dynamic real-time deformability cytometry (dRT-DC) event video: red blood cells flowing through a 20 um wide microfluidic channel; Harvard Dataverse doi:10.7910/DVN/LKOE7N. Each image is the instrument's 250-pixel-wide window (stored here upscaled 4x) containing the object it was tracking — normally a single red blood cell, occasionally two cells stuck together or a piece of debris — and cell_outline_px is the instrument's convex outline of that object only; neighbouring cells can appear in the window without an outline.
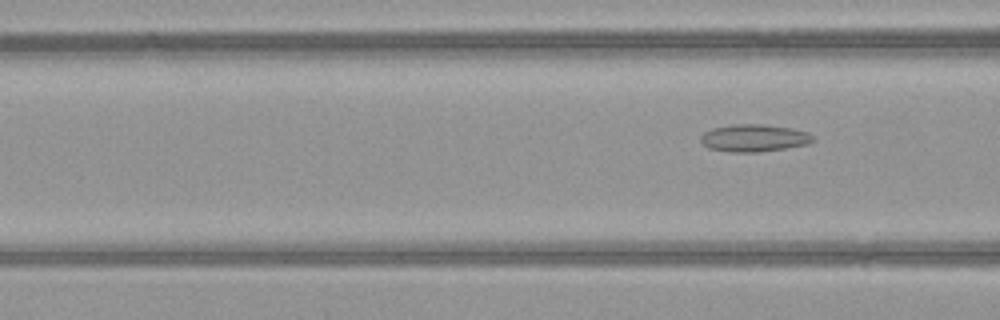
{"species": "common noctule bat (a hibernating species)", "species_latin": "Nyctalus noctula", "temperature_condition": "warm", "stored_images_in_passage": 20, "segment_of_instrument_passage": [2, 2], "camera_frame_rate_fps": 3000, "um_per_image_px": 0.085, "animal": {"sex": "female", "body_mass_g": 21.9}, "frame": {"image": 1, "passage_image": 20, "time_ms": 6.333, "image_size_px": [1000, 320], "cell_outline_px": [[816, 140], [808, 144], [760, 152], [732, 152], [708, 148], [700, 140], [700, 136], [704, 132], [712, 128], [732, 124], [764, 124], [792, 128], [808, 132]], "centroid_in_image_um": [64.09, 11.72], "position_along_channel_um": 102.5, "area_um2": 17.98}}